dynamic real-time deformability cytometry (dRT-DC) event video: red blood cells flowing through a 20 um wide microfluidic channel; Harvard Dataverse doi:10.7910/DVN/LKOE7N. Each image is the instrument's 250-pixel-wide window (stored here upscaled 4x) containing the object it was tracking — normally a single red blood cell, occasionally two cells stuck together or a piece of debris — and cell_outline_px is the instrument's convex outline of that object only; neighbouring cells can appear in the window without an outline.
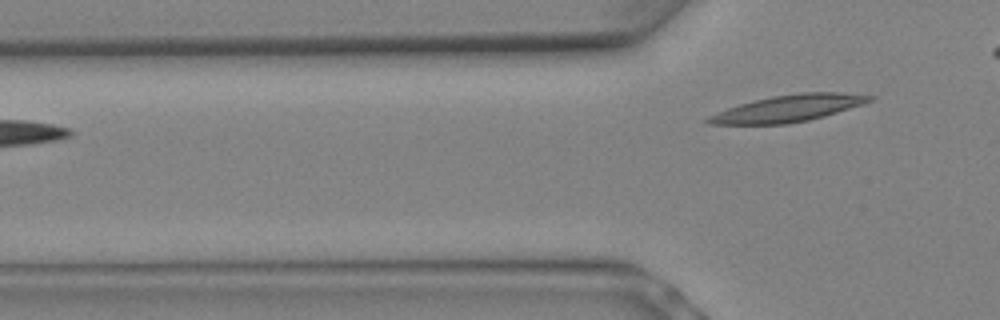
{"species": "Egyptian fruit bat (a non-hibernating species)", "species_latin": "Rousettus aegyptiacus", "temperature_condition": "warm", "stored_images_in_passage": 6, "segment_of_instrument_passage": [2, 2], "camera_frame_rate_fps": 3000, "um_per_image_px": 0.085, "animal": {"sex": "female"}, "frame": {"image": 1, "passage_image": 6, "time_ms": 1.667, "image_size_px": [1000, 320], "cell_outline_px": [[876, 96], [872, 100], [864, 104], [824, 116], [808, 120], [788, 124], [708, 124], [704, 120], [708, 116], [728, 108], [752, 100], [772, 96], [800, 92], [840, 92]], "centroid_in_image_um": [67.02, 9.2], "position_along_channel_um": 58.8, "area_um2": 25.14}}